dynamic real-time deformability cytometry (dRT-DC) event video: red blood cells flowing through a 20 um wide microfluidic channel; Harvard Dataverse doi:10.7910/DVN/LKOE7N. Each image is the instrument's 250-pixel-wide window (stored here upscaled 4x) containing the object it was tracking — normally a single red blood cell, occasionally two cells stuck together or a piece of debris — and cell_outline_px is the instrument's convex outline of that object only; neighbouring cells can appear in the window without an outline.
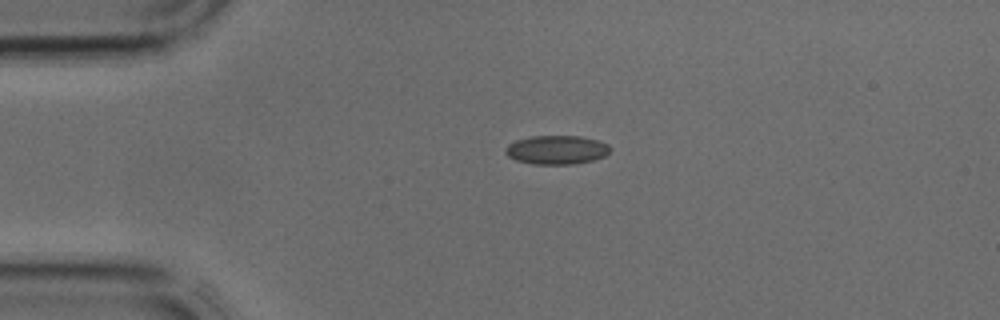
{"species": "common noctule bat (a hibernating species)", "species_latin": "Nyctalus noctula", "temperature_condition": "cold", "stored_images_in_passage": 3, "camera_frame_rate_fps": 3000, "um_per_image_px": 0.085, "animal": {"sex": "male", "body_mass_g": 17.9, "forearm_length_mm": 54.2}, "frame": {"image": 1, "passage_image": 2, "time_ms": 0.333, "image_size_px": [1000, 320], "cell_outline_px": [[612, 148], [604, 156], [592, 160], [572, 164], [532, 164], [516, 160], [508, 156], [504, 152], [504, 148], [508, 144], [516, 140], [532, 136], [580, 136], [596, 140], [608, 144]], "centroid_in_image_um": [47.28, 12.73], "position_along_channel_um": 37.7, "area_um2": 17.57}}